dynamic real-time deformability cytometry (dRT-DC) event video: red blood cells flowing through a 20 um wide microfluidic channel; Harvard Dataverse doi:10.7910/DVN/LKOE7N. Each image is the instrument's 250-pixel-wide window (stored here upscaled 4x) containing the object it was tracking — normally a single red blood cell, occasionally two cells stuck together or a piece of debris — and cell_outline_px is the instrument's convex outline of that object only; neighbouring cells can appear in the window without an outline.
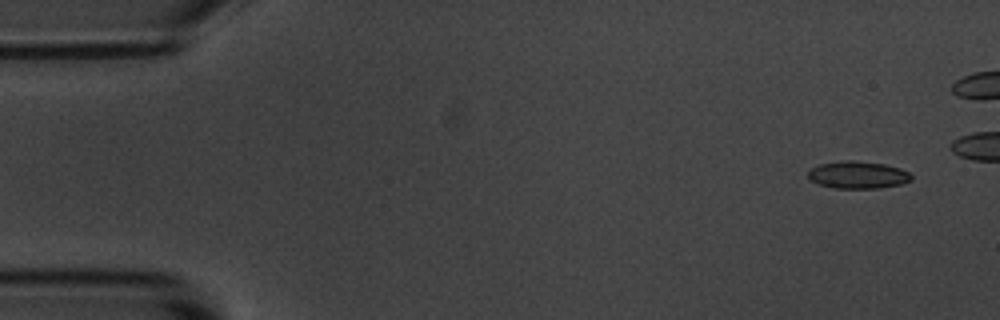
{"species": "common noctule bat (a hibernating species)", "species_latin": "Nyctalus noctula", "temperature_condition": "room temperature", "stored_images_in_passage": 9, "camera_frame_rate_fps": 3000, "um_per_image_px": 0.085, "animal": {"sex": "male", "body_mass_g": 20.1, "forearm_length_mm": 53.5}, "frame": {"image": 1, "passage_image": 2, "time_ms": 1.0, "image_size_px": [1000, 320], "cell_outline_px": [[912, 180], [900, 184], [880, 188], [832, 188], [820, 184], [812, 180], [808, 176], [808, 172], [812, 168], [820, 164], [840, 160], [852, 160], [884, 164], [900, 168], [908, 172], [912, 176]], "centroid_in_image_um": [72.93, 14.86], "position_along_channel_um": 12.1, "area_um2": 16.36}}
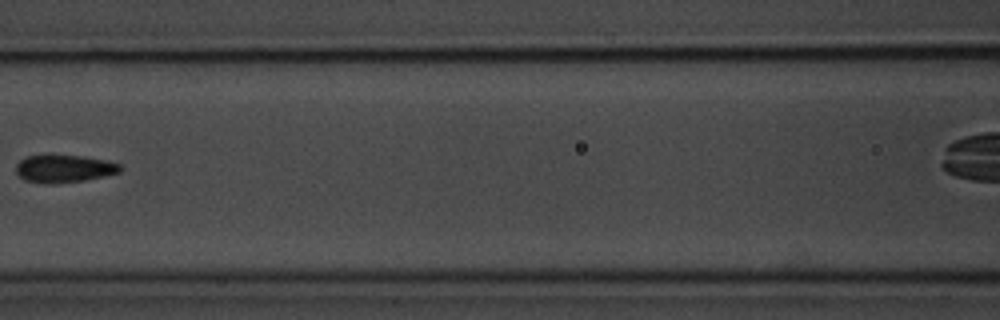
{"frame": {"image": 2, "passage_image": 8, "time_ms": 8.0, "image_size_px": [1000, 320], "cell_outline_px": [[124, 168], [120, 172], [104, 176], [84, 180], [56, 184], [48, 184], [24, 180], [16, 172], [16, 164], [20, 160], [28, 156], [84, 156], [108, 160], [120, 164]], "centroid_in_image_um": [5.49, 14.35], "position_along_channel_um": 161.1, "area_um2": 16.76}}